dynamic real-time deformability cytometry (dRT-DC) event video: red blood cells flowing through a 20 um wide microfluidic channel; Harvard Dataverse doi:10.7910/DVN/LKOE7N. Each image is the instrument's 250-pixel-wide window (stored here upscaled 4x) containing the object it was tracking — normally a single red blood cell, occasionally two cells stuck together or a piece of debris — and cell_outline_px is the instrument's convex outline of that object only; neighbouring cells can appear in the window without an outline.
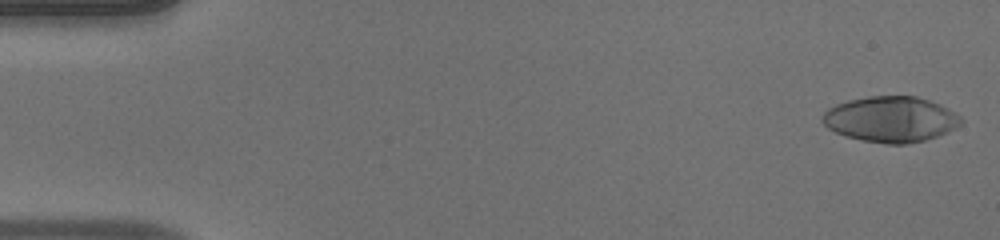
{"species": "human", "species_latin": "Homo sapiens", "temperature_condition": "warm", "stored_images_in_passage": 51, "camera_frame_rate_fps": 3000, "um_per_image_px": 0.085, "donor": {"sex": "male"}, "frame": {"image": 1, "passage_image": 1, "time_ms": 0.0, "image_size_px": [1000, 240], "cell_outline_px": [[964, 120], [956, 128], [936, 136], [924, 140], [904, 144], [888, 144], [860, 140], [844, 136], [828, 128], [820, 120], [824, 112], [828, 108], [836, 104], [848, 100], [868, 96], [916, 96], [940, 104], [960, 116]], "centroid_in_image_um": [75.68, 10.13], "position_along_channel_um": 9.3, "area_um2": 36.88}}
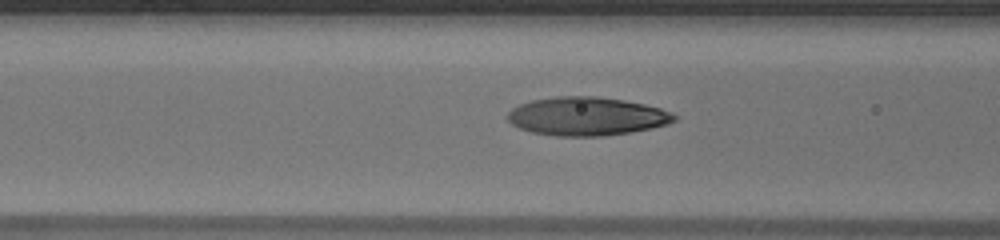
{"frame": {"image": 2, "passage_image": 20, "time_ms": 6.333, "image_size_px": [1000, 240], "cell_outline_px": [[676, 120], [668, 124], [652, 128], [604, 136], [556, 136], [532, 132], [520, 128], [512, 124], [504, 116], [512, 108], [520, 104], [532, 100], [556, 96], [596, 96], [624, 100], [644, 104], [660, 108], [672, 112], [676, 116]], "centroid_in_image_um": [49.86, 9.88], "position_along_channel_um": 116.7, "area_um2": 37.45}}
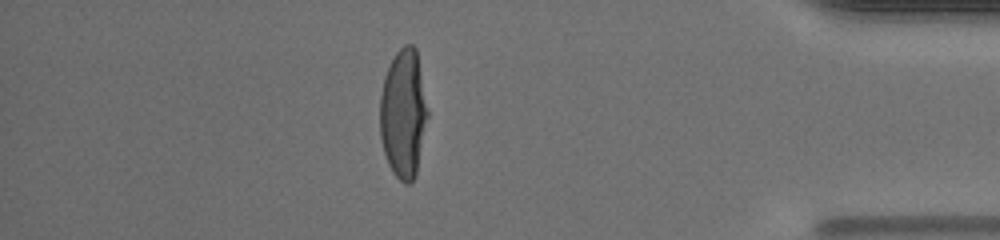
{"frame": {"image": 3, "passage_image": 44, "time_ms": 14.333, "image_size_px": [1000, 240], "cell_outline_px": [[428, 116], [416, 176], [408, 184], [404, 184], [392, 172], [388, 164], [384, 152], [380, 136], [380, 96], [384, 76], [396, 52], [404, 44], [412, 44], [416, 48], [428, 112]], "centroid_in_image_um": [34.28, 9.68], "position_along_channel_um": 400.9, "area_um2": 35.78}, "authors_computed_cell_mechanics": {"area_um2": 36.2984, "velocity_mm_per_s": 4.0246, "shape_relaxation_time_tau1_ms": 6.5655, "shape_relaxation_time_tau2_ms": null, "deformation_change_tau1": 0.3281, "deformation_change_tau2": null}}